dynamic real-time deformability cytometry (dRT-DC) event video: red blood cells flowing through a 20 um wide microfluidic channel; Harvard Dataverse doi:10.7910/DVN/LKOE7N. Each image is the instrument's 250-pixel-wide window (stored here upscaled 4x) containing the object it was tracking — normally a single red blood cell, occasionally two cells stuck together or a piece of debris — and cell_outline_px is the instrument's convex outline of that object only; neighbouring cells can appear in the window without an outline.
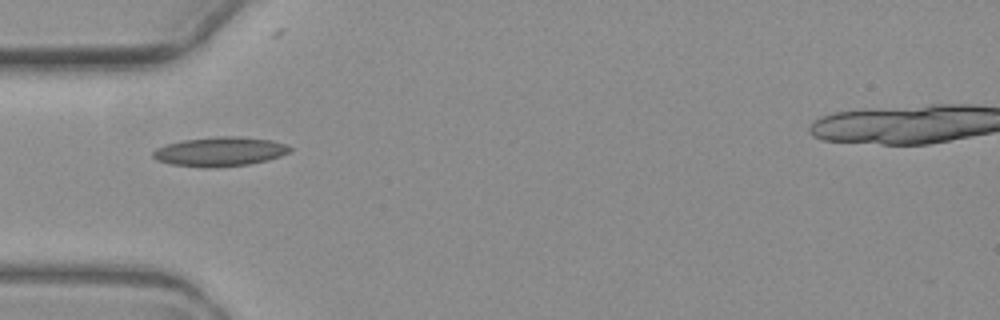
{"species": "common noctule bat (a hibernating species)", "species_latin": "Nyctalus noctula", "temperature_condition": "warm", "stored_images_in_passage": 4, "camera_frame_rate_fps": 3000, "um_per_image_px": 0.085, "animal": {"sex": "female", "body_mass_g": 19.3, "forearm_length_mm": 54.1}, "frame": {"image": 1, "passage_image": 1, "time_ms": 0.0, "image_size_px": [1000, 320], "cell_outline_px": [[292, 152], [268, 160], [248, 164], [216, 168], [204, 168], [172, 164], [156, 160], [152, 156], [152, 152], [156, 148], [164, 144], [184, 140], [216, 136], [236, 136], [272, 140], [288, 144], [292, 148]], "centroid_in_image_um": [18.71, 12.89], "position_along_channel_um": 66.3, "area_um2": 23.7}}
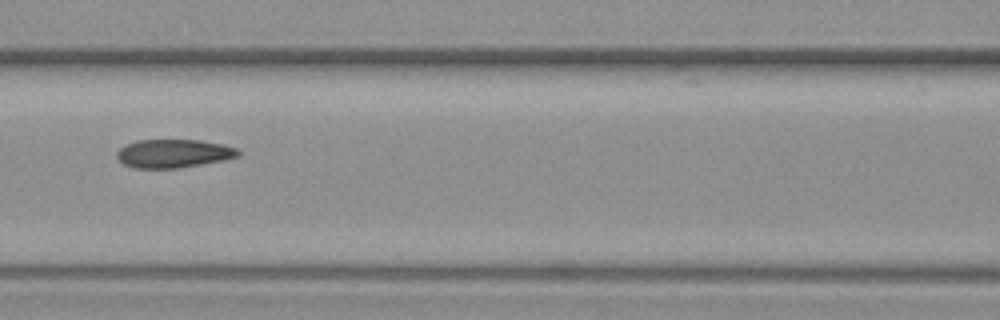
{"frame": {"image": 2, "passage_image": 3, "time_ms": 2.333, "image_size_px": [1000, 320], "cell_outline_px": [[240, 156], [224, 160], [176, 168], [132, 168], [124, 164], [116, 156], [116, 152], [120, 148], [128, 144], [140, 140], [200, 140], [224, 144], [236, 148], [240, 152]], "centroid_in_image_um": [14.77, 13.04], "position_along_channel_um": 151.8, "area_um2": 20.0}}
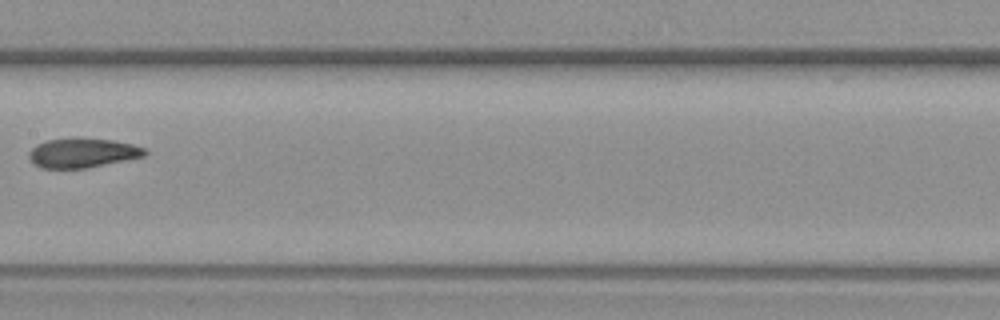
{"frame": {"image": 3, "passage_image": 4, "time_ms": 3.667, "image_size_px": [1000, 320], "cell_outline_px": [[148, 152], [144, 156], [88, 168], [40, 168], [32, 164], [28, 156], [28, 152], [36, 144], [48, 140], [76, 136], [112, 140], [132, 144], [144, 148]], "centroid_in_image_um": [6.97, 12.98], "position_along_channel_um": 200.4, "area_um2": 20.29}}